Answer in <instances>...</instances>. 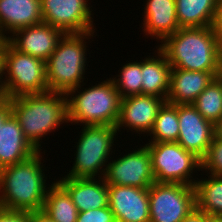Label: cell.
<instances>
[{
  "instance_id": "4316f807",
  "label": "cell",
  "mask_w": 222,
  "mask_h": 222,
  "mask_svg": "<svg viewBox=\"0 0 222 222\" xmlns=\"http://www.w3.org/2000/svg\"><path fill=\"white\" fill-rule=\"evenodd\" d=\"M120 78H112L121 98L142 94L141 62H129L123 65Z\"/></svg>"
},
{
  "instance_id": "d4e9b609",
  "label": "cell",
  "mask_w": 222,
  "mask_h": 222,
  "mask_svg": "<svg viewBox=\"0 0 222 222\" xmlns=\"http://www.w3.org/2000/svg\"><path fill=\"white\" fill-rule=\"evenodd\" d=\"M150 142H177L179 137L178 105L167 101L160 108L149 132Z\"/></svg>"
},
{
  "instance_id": "74e56055",
  "label": "cell",
  "mask_w": 222,
  "mask_h": 222,
  "mask_svg": "<svg viewBox=\"0 0 222 222\" xmlns=\"http://www.w3.org/2000/svg\"><path fill=\"white\" fill-rule=\"evenodd\" d=\"M222 84V71L220 72V74L216 77Z\"/></svg>"
},
{
  "instance_id": "8d00e7d4",
  "label": "cell",
  "mask_w": 222,
  "mask_h": 222,
  "mask_svg": "<svg viewBox=\"0 0 222 222\" xmlns=\"http://www.w3.org/2000/svg\"><path fill=\"white\" fill-rule=\"evenodd\" d=\"M205 222H222V217L209 216Z\"/></svg>"
},
{
  "instance_id": "e0dca14e",
  "label": "cell",
  "mask_w": 222,
  "mask_h": 222,
  "mask_svg": "<svg viewBox=\"0 0 222 222\" xmlns=\"http://www.w3.org/2000/svg\"><path fill=\"white\" fill-rule=\"evenodd\" d=\"M101 177L98 176L99 181L95 178L63 177L57 182L71 196L77 211L84 212L109 206L108 185L104 177Z\"/></svg>"
},
{
  "instance_id": "f1b7e54d",
  "label": "cell",
  "mask_w": 222,
  "mask_h": 222,
  "mask_svg": "<svg viewBox=\"0 0 222 222\" xmlns=\"http://www.w3.org/2000/svg\"><path fill=\"white\" fill-rule=\"evenodd\" d=\"M76 222H117L109 206L79 212Z\"/></svg>"
},
{
  "instance_id": "603a6c76",
  "label": "cell",
  "mask_w": 222,
  "mask_h": 222,
  "mask_svg": "<svg viewBox=\"0 0 222 222\" xmlns=\"http://www.w3.org/2000/svg\"><path fill=\"white\" fill-rule=\"evenodd\" d=\"M42 211L55 222H76L79 214L71 196L57 181L51 184Z\"/></svg>"
},
{
  "instance_id": "836d02e7",
  "label": "cell",
  "mask_w": 222,
  "mask_h": 222,
  "mask_svg": "<svg viewBox=\"0 0 222 222\" xmlns=\"http://www.w3.org/2000/svg\"><path fill=\"white\" fill-rule=\"evenodd\" d=\"M30 222H55L44 211L30 212Z\"/></svg>"
},
{
  "instance_id": "1f68e13d",
  "label": "cell",
  "mask_w": 222,
  "mask_h": 222,
  "mask_svg": "<svg viewBox=\"0 0 222 222\" xmlns=\"http://www.w3.org/2000/svg\"><path fill=\"white\" fill-rule=\"evenodd\" d=\"M208 217L204 211L195 207L181 222H205Z\"/></svg>"
},
{
  "instance_id": "3957f363",
  "label": "cell",
  "mask_w": 222,
  "mask_h": 222,
  "mask_svg": "<svg viewBox=\"0 0 222 222\" xmlns=\"http://www.w3.org/2000/svg\"><path fill=\"white\" fill-rule=\"evenodd\" d=\"M12 115L21 126L24 136L40 151L41 137L68 123L67 97L65 94L47 91L16 96L8 99ZM41 138V139H40Z\"/></svg>"
},
{
  "instance_id": "5b68a950",
  "label": "cell",
  "mask_w": 222,
  "mask_h": 222,
  "mask_svg": "<svg viewBox=\"0 0 222 222\" xmlns=\"http://www.w3.org/2000/svg\"><path fill=\"white\" fill-rule=\"evenodd\" d=\"M78 93L66 94L68 122L116 126L121 96L111 78Z\"/></svg>"
},
{
  "instance_id": "d6a6232c",
  "label": "cell",
  "mask_w": 222,
  "mask_h": 222,
  "mask_svg": "<svg viewBox=\"0 0 222 222\" xmlns=\"http://www.w3.org/2000/svg\"><path fill=\"white\" fill-rule=\"evenodd\" d=\"M12 115L10 101L3 98L0 101V129L5 121Z\"/></svg>"
},
{
  "instance_id": "d590c367",
  "label": "cell",
  "mask_w": 222,
  "mask_h": 222,
  "mask_svg": "<svg viewBox=\"0 0 222 222\" xmlns=\"http://www.w3.org/2000/svg\"><path fill=\"white\" fill-rule=\"evenodd\" d=\"M214 138L222 140V117L214 124Z\"/></svg>"
},
{
  "instance_id": "e575fe53",
  "label": "cell",
  "mask_w": 222,
  "mask_h": 222,
  "mask_svg": "<svg viewBox=\"0 0 222 222\" xmlns=\"http://www.w3.org/2000/svg\"><path fill=\"white\" fill-rule=\"evenodd\" d=\"M3 75H4V43L0 46V89L1 90L4 78Z\"/></svg>"
},
{
  "instance_id": "cb8c5ba5",
  "label": "cell",
  "mask_w": 222,
  "mask_h": 222,
  "mask_svg": "<svg viewBox=\"0 0 222 222\" xmlns=\"http://www.w3.org/2000/svg\"><path fill=\"white\" fill-rule=\"evenodd\" d=\"M196 207L209 216L222 217V176L196 180Z\"/></svg>"
},
{
  "instance_id": "7c38bea8",
  "label": "cell",
  "mask_w": 222,
  "mask_h": 222,
  "mask_svg": "<svg viewBox=\"0 0 222 222\" xmlns=\"http://www.w3.org/2000/svg\"><path fill=\"white\" fill-rule=\"evenodd\" d=\"M177 143L202 160L214 139V124L206 120L192 104L178 105Z\"/></svg>"
},
{
  "instance_id": "44dd1931",
  "label": "cell",
  "mask_w": 222,
  "mask_h": 222,
  "mask_svg": "<svg viewBox=\"0 0 222 222\" xmlns=\"http://www.w3.org/2000/svg\"><path fill=\"white\" fill-rule=\"evenodd\" d=\"M157 51L158 58L149 56L141 61L142 94L167 99L172 67L164 53L159 48Z\"/></svg>"
},
{
  "instance_id": "8fae6325",
  "label": "cell",
  "mask_w": 222,
  "mask_h": 222,
  "mask_svg": "<svg viewBox=\"0 0 222 222\" xmlns=\"http://www.w3.org/2000/svg\"><path fill=\"white\" fill-rule=\"evenodd\" d=\"M87 0H41L43 22L64 33L94 32Z\"/></svg>"
},
{
  "instance_id": "52a82bcc",
  "label": "cell",
  "mask_w": 222,
  "mask_h": 222,
  "mask_svg": "<svg viewBox=\"0 0 222 222\" xmlns=\"http://www.w3.org/2000/svg\"><path fill=\"white\" fill-rule=\"evenodd\" d=\"M117 131L116 126L85 125L76 145L75 163L65 177L96 178L100 174L104 177Z\"/></svg>"
},
{
  "instance_id": "ffe728a7",
  "label": "cell",
  "mask_w": 222,
  "mask_h": 222,
  "mask_svg": "<svg viewBox=\"0 0 222 222\" xmlns=\"http://www.w3.org/2000/svg\"><path fill=\"white\" fill-rule=\"evenodd\" d=\"M142 23L145 35L163 41L180 29L177 14L176 0H147Z\"/></svg>"
},
{
  "instance_id": "f546056e",
  "label": "cell",
  "mask_w": 222,
  "mask_h": 222,
  "mask_svg": "<svg viewBox=\"0 0 222 222\" xmlns=\"http://www.w3.org/2000/svg\"><path fill=\"white\" fill-rule=\"evenodd\" d=\"M0 222H30V212L6 210L0 207Z\"/></svg>"
},
{
  "instance_id": "8992f818",
  "label": "cell",
  "mask_w": 222,
  "mask_h": 222,
  "mask_svg": "<svg viewBox=\"0 0 222 222\" xmlns=\"http://www.w3.org/2000/svg\"><path fill=\"white\" fill-rule=\"evenodd\" d=\"M3 98L48 91L46 61L16 50L4 42Z\"/></svg>"
},
{
  "instance_id": "ac0fdd59",
  "label": "cell",
  "mask_w": 222,
  "mask_h": 222,
  "mask_svg": "<svg viewBox=\"0 0 222 222\" xmlns=\"http://www.w3.org/2000/svg\"><path fill=\"white\" fill-rule=\"evenodd\" d=\"M41 22V0H0V32L5 39L6 31L13 34Z\"/></svg>"
},
{
  "instance_id": "484cf974",
  "label": "cell",
  "mask_w": 222,
  "mask_h": 222,
  "mask_svg": "<svg viewBox=\"0 0 222 222\" xmlns=\"http://www.w3.org/2000/svg\"><path fill=\"white\" fill-rule=\"evenodd\" d=\"M192 105L206 120L215 124L222 117L221 82L214 78Z\"/></svg>"
},
{
  "instance_id": "277c9868",
  "label": "cell",
  "mask_w": 222,
  "mask_h": 222,
  "mask_svg": "<svg viewBox=\"0 0 222 222\" xmlns=\"http://www.w3.org/2000/svg\"><path fill=\"white\" fill-rule=\"evenodd\" d=\"M94 32L64 33L58 41L56 49L46 60V78L48 91L75 94L86 66V42Z\"/></svg>"
},
{
  "instance_id": "9c48e42d",
  "label": "cell",
  "mask_w": 222,
  "mask_h": 222,
  "mask_svg": "<svg viewBox=\"0 0 222 222\" xmlns=\"http://www.w3.org/2000/svg\"><path fill=\"white\" fill-rule=\"evenodd\" d=\"M195 207L194 186L154 182L149 187L150 222H181Z\"/></svg>"
},
{
  "instance_id": "83f0119b",
  "label": "cell",
  "mask_w": 222,
  "mask_h": 222,
  "mask_svg": "<svg viewBox=\"0 0 222 222\" xmlns=\"http://www.w3.org/2000/svg\"><path fill=\"white\" fill-rule=\"evenodd\" d=\"M209 170V174L222 176V140L213 139L206 156L201 160V171Z\"/></svg>"
},
{
  "instance_id": "4dcf8cb0",
  "label": "cell",
  "mask_w": 222,
  "mask_h": 222,
  "mask_svg": "<svg viewBox=\"0 0 222 222\" xmlns=\"http://www.w3.org/2000/svg\"><path fill=\"white\" fill-rule=\"evenodd\" d=\"M212 28L222 46V0H218Z\"/></svg>"
},
{
  "instance_id": "5bb4252c",
  "label": "cell",
  "mask_w": 222,
  "mask_h": 222,
  "mask_svg": "<svg viewBox=\"0 0 222 222\" xmlns=\"http://www.w3.org/2000/svg\"><path fill=\"white\" fill-rule=\"evenodd\" d=\"M166 99L154 95L138 94L121 98L120 114L116 128L133 129L137 133H149L158 112Z\"/></svg>"
},
{
  "instance_id": "f35d334b",
  "label": "cell",
  "mask_w": 222,
  "mask_h": 222,
  "mask_svg": "<svg viewBox=\"0 0 222 222\" xmlns=\"http://www.w3.org/2000/svg\"><path fill=\"white\" fill-rule=\"evenodd\" d=\"M3 99V94H2V91L0 89V101Z\"/></svg>"
},
{
  "instance_id": "6da1fadb",
  "label": "cell",
  "mask_w": 222,
  "mask_h": 222,
  "mask_svg": "<svg viewBox=\"0 0 222 222\" xmlns=\"http://www.w3.org/2000/svg\"><path fill=\"white\" fill-rule=\"evenodd\" d=\"M159 46L172 68L222 71V46L210 27L180 28Z\"/></svg>"
},
{
  "instance_id": "7402d4cb",
  "label": "cell",
  "mask_w": 222,
  "mask_h": 222,
  "mask_svg": "<svg viewBox=\"0 0 222 222\" xmlns=\"http://www.w3.org/2000/svg\"><path fill=\"white\" fill-rule=\"evenodd\" d=\"M218 0H176L180 28L210 27L213 24Z\"/></svg>"
},
{
  "instance_id": "4fadbf2b",
  "label": "cell",
  "mask_w": 222,
  "mask_h": 222,
  "mask_svg": "<svg viewBox=\"0 0 222 222\" xmlns=\"http://www.w3.org/2000/svg\"><path fill=\"white\" fill-rule=\"evenodd\" d=\"M108 201L117 222H150L149 188L108 185Z\"/></svg>"
},
{
  "instance_id": "30bf717a",
  "label": "cell",
  "mask_w": 222,
  "mask_h": 222,
  "mask_svg": "<svg viewBox=\"0 0 222 222\" xmlns=\"http://www.w3.org/2000/svg\"><path fill=\"white\" fill-rule=\"evenodd\" d=\"M107 185L149 188L155 177L152 171L151 154L144 145L107 164L104 176Z\"/></svg>"
},
{
  "instance_id": "9a60e30c",
  "label": "cell",
  "mask_w": 222,
  "mask_h": 222,
  "mask_svg": "<svg viewBox=\"0 0 222 222\" xmlns=\"http://www.w3.org/2000/svg\"><path fill=\"white\" fill-rule=\"evenodd\" d=\"M63 34L61 29L41 22L15 31L6 40L16 50L46 61L56 49Z\"/></svg>"
},
{
  "instance_id": "d6986e66",
  "label": "cell",
  "mask_w": 222,
  "mask_h": 222,
  "mask_svg": "<svg viewBox=\"0 0 222 222\" xmlns=\"http://www.w3.org/2000/svg\"><path fill=\"white\" fill-rule=\"evenodd\" d=\"M38 152L11 115L0 129V169L20 163Z\"/></svg>"
},
{
  "instance_id": "7a4b0ae2",
  "label": "cell",
  "mask_w": 222,
  "mask_h": 222,
  "mask_svg": "<svg viewBox=\"0 0 222 222\" xmlns=\"http://www.w3.org/2000/svg\"><path fill=\"white\" fill-rule=\"evenodd\" d=\"M40 151L30 158L0 169V207L6 210L40 211L47 192ZM43 170V171H42Z\"/></svg>"
},
{
  "instance_id": "2e32d148",
  "label": "cell",
  "mask_w": 222,
  "mask_h": 222,
  "mask_svg": "<svg viewBox=\"0 0 222 222\" xmlns=\"http://www.w3.org/2000/svg\"><path fill=\"white\" fill-rule=\"evenodd\" d=\"M219 74L172 68L166 101L177 105L192 104Z\"/></svg>"
},
{
  "instance_id": "ba28073f",
  "label": "cell",
  "mask_w": 222,
  "mask_h": 222,
  "mask_svg": "<svg viewBox=\"0 0 222 222\" xmlns=\"http://www.w3.org/2000/svg\"><path fill=\"white\" fill-rule=\"evenodd\" d=\"M145 145L151 154L155 182L195 185L196 180L191 179V174L195 168L201 169V160L192 152L177 142H149Z\"/></svg>"
}]
</instances>
